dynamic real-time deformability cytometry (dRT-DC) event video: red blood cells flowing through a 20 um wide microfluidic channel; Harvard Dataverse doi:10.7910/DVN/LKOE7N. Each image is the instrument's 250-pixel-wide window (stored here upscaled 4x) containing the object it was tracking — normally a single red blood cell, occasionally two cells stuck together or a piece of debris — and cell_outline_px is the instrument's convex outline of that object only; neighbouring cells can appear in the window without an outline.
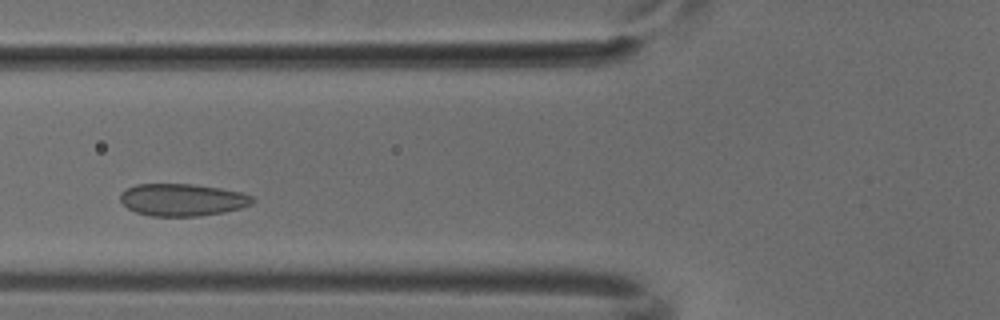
{"species": "common noctule bat (a hibernating species)", "species_latin": "Nyctalus noctula", "temperature_condition": "cold", "stored_images_in_passage": 3, "camera_frame_rate_fps": 3000, "um_per_image_px": 0.085, "animal": {"sex": "male", "body_mass_g": 18.8}, "frame": {"image": 1, "passage_image": 3, "time_ms": 0.667, "image_size_px": [1000, 320], "cell_outline_px": [[256, 200], [252, 204], [240, 208], [224, 212], [200, 216], [152, 216], [136, 212], [128, 208], [120, 200], [120, 192], [124, 188], [136, 184], [192, 184], [220, 188], [240, 192], [252, 196]], "centroid_in_image_um": [15.49, 16.98], "position_along_channel_um": 110.3, "area_um2": 24.97}}